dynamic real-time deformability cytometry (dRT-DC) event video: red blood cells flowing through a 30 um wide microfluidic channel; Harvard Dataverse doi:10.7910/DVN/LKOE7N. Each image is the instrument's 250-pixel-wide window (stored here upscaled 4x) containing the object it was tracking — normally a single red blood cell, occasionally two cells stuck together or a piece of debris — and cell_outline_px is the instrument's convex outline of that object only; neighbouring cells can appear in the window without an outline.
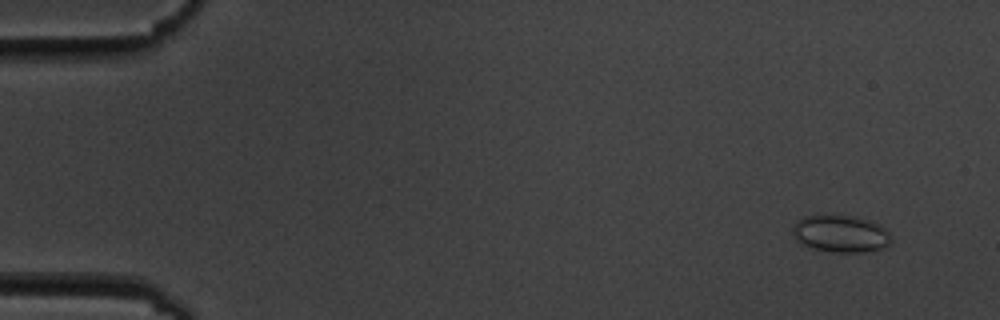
{"species": "common noctule bat (a hibernating species)", "species_latin": "Nyctalus noctula", "temperature_condition": "cold", "stored_images_in_passage": 6, "camera_frame_rate_fps": 3000, "um_per_image_px": 0.085, "animal": {"sex": "male", "body_mass_g": 19.5, "forearm_length_mm": 54.6}, "frame": {"image": 1, "passage_image": 1, "time_ms": 0.0, "image_size_px": [1000, 320], "cell_outline_px": [[892, 240], [888, 244], [872, 252], [828, 252], [800, 244], [792, 236], [792, 228], [804, 216], [832, 212], [852, 216], [868, 220], [880, 224], [892, 236]], "centroid_in_image_um": [71.43, 19.84], "position_along_channel_um": 13.6, "area_um2": 21.96}}
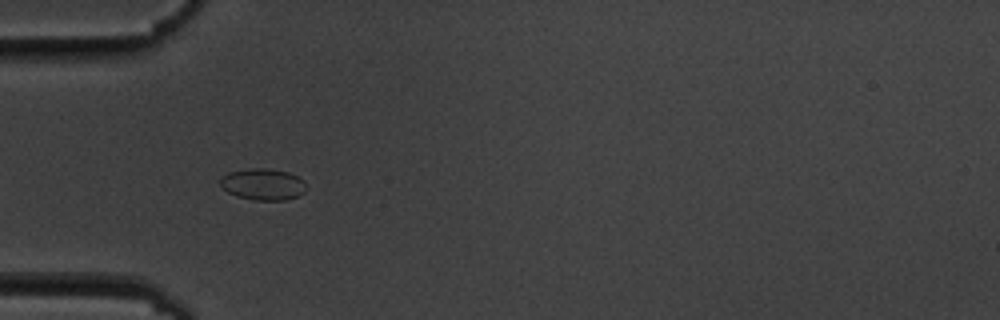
{"frame": {"image": 2, "passage_image": 5, "time_ms": 4.667, "image_size_px": [1000, 320], "cell_outline_px": [[308, 188], [304, 192], [296, 196], [284, 200], [256, 200], [236, 196], [228, 192], [220, 184], [220, 176], [228, 172], [252, 168], [264, 168], [288, 172], [304, 180]], "centroid_in_image_um": [22.35, 15.66], "position_along_channel_um": 62.6, "area_um2": 15.78}}